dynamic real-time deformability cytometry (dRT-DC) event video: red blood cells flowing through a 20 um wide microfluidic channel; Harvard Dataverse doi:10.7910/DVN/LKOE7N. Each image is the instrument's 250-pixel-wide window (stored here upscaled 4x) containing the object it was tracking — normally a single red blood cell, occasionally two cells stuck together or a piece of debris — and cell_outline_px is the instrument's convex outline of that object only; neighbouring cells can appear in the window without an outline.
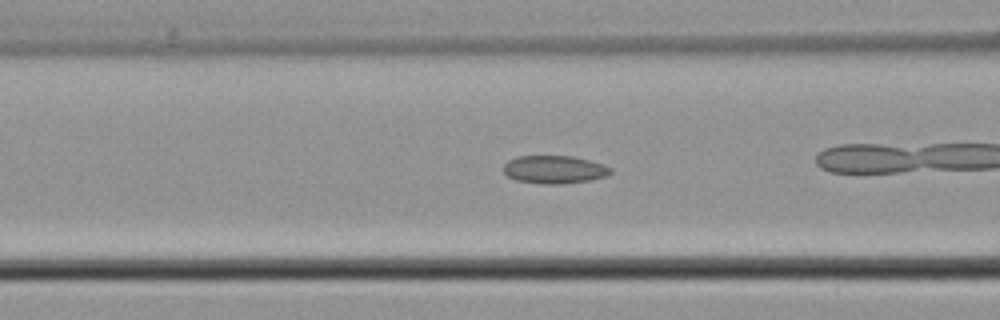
{"species": "common noctule bat (a hibernating species)", "species_latin": "Nyctalus noctula", "temperature_condition": "cold", "stored_images_in_passage": 30, "camera_frame_rate_fps": 3000, "um_per_image_px": 0.085, "animal": {"sex": "male", "body_mass_g": 21.5, "forearm_length_mm": 52.0}, "frame": {"image": 1, "passage_image": 9, "time_ms": 2.667, "image_size_px": [1000, 320], "cell_outline_px": [[612, 172], [608, 176], [592, 180], [560, 184], [544, 184], [516, 180], [508, 176], [504, 172], [504, 164], [508, 160], [516, 156], [572, 156], [604, 164], [612, 168]], "centroid_in_image_um": [47.15, 14.41], "position_along_channel_um": 119.5, "area_um2": 17.57}}